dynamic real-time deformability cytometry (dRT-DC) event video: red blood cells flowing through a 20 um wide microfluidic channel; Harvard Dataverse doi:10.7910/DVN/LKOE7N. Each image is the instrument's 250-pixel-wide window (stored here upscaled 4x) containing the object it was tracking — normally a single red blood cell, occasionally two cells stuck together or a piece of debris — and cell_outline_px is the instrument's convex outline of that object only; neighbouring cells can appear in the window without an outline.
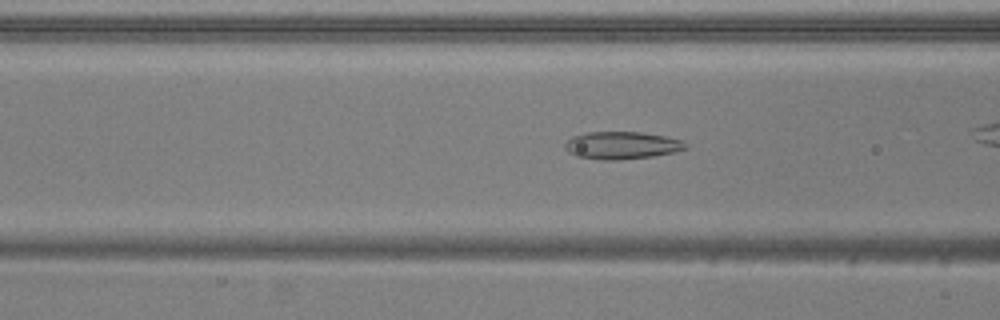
{"species": "common noctule bat (a hibernating species)", "species_latin": "Nyctalus noctula", "temperature_condition": "warm", "stored_images_in_passage": 36, "camera_frame_rate_fps": 3000, "um_per_image_px": 0.085, "animal": {"sex": "male", "body_mass_g": 20.5, "forearm_length_mm": 52.5}, "frame": {"image": 1, "passage_image": 16, "time_ms": 5.0, "image_size_px": [1000, 320], "cell_outline_px": [[688, 148], [676, 152], [652, 156], [616, 160], [604, 160], [576, 156], [568, 152], [564, 148], [564, 144], [572, 136], [588, 132], [640, 132], [664, 136], [684, 140], [688, 144]], "centroid_in_image_um": [52.88, 12.35], "position_along_channel_um": 113.7, "area_um2": 19.42}}